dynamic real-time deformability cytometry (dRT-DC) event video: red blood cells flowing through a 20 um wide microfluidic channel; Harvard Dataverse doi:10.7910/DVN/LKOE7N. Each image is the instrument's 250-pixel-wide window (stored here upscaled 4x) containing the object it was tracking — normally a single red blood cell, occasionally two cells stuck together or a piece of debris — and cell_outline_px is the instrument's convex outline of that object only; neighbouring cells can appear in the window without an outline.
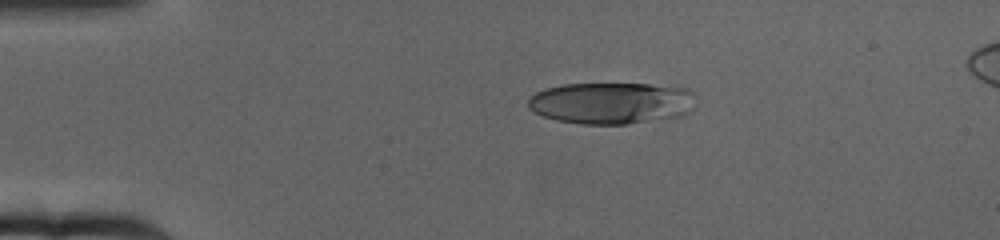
{"species": "human", "species_latin": "Homo sapiens", "temperature_condition": "cold", "stored_images_in_passage": 43, "camera_frame_rate_fps": 3000, "um_per_image_px": 0.085, "donor": {"sex": "female"}, "frame": {"image": 1, "passage_image": 1, "time_ms": 0.0, "image_size_px": [1000, 240], "cell_outline_px": [[692, 112], [680, 116], [628, 124], [580, 124], [556, 120], [544, 116], [528, 108], [528, 96], [544, 88], [564, 84], [648, 84], [688, 88], [692, 92]], "centroid_in_image_um": [51.94, 8.76], "position_along_channel_um": 33.1, "area_um2": 40.81}}
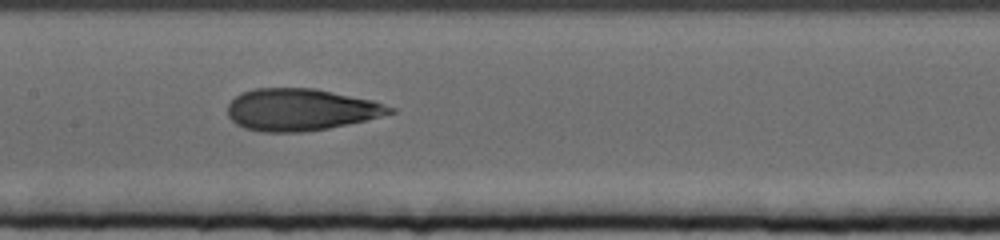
{"frame": {"image": 2, "passage_image": 20, "time_ms": 6.333, "image_size_px": [1000, 240], "cell_outline_px": [[396, 112], [364, 120], [328, 128], [304, 132], [264, 132], [244, 128], [236, 124], [228, 116], [228, 104], [240, 92], [256, 88], [312, 88], [372, 100], [396, 108]], "centroid_in_image_um": [25.53, 9.32], "position_along_channel_um": 181.9, "area_um2": 39.48}}
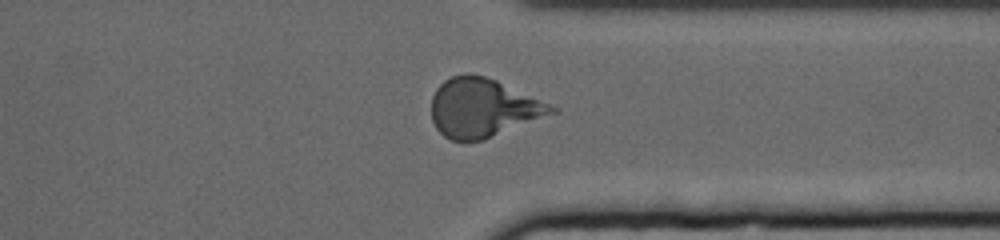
{"frame": {"image": 3, "passage_image": 38, "time_ms": 12.333, "image_size_px": [1000, 240], "cell_outline_px": [[560, 108], [556, 112], [484, 140], [452, 140], [444, 136], [436, 128], [432, 120], [432, 96], [436, 88], [444, 80], [452, 76], [472, 72], [496, 80]], "centroid_in_image_um": [41.03, 9.15], "position_along_channel_um": 370.4, "area_um2": 40.92}, "authors_computed_cell_mechanics": {"area_um2": 39.4774, "velocity_mm_per_s": 3.1603, "shape_relaxation_time_tau1_ms": 6.9104, "shape_relaxation_time_tau2_ms": 1.3983, "deformation_change_tau1": 0.2262, "deformation_change_tau2": 0.0872}}